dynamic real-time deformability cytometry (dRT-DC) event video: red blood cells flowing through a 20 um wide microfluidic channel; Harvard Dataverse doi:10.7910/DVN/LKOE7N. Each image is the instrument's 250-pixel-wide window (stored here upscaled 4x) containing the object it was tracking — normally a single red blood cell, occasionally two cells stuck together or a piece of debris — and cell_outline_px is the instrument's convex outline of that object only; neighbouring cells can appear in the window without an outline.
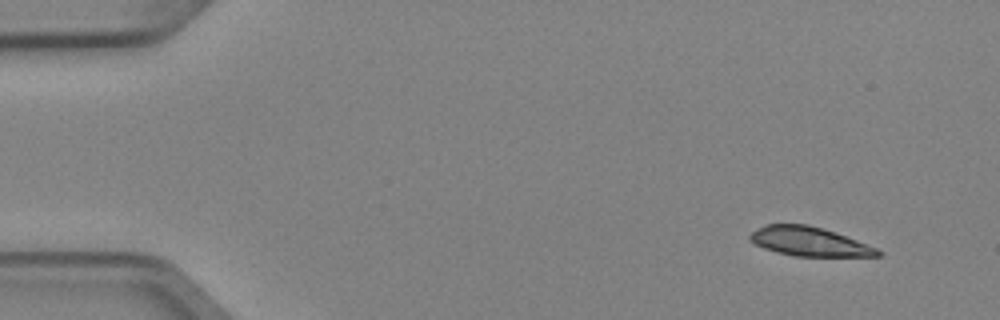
{"species": "Egyptian fruit bat (a non-hibernating species)", "species_latin": "Rousettus aegyptiacus", "temperature_condition": "cold", "stored_images_in_passage": 4, "camera_frame_rate_fps": 3000, "um_per_image_px": 0.085, "animal": {"sex": "female"}, "frame": {"image": 1, "passage_image": 1, "time_ms": 0.0, "image_size_px": [1000, 320], "cell_outline_px": [[884, 252], [880, 256], [792, 256], [776, 252], [764, 248], [748, 240], [748, 236], [756, 228], [764, 224], [808, 224], [856, 240], [876, 248]], "centroid_in_image_um": [68.73, 20.53], "position_along_channel_um": 16.3, "area_um2": 21.5}}
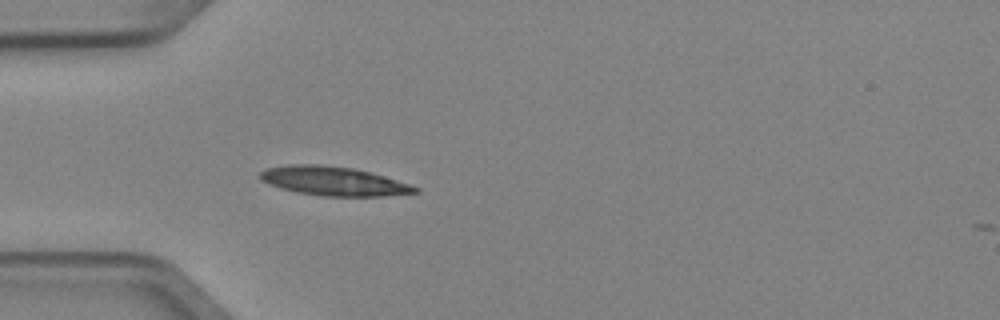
{"frame": {"image": 2, "passage_image": 4, "time_ms": 1.0, "image_size_px": [1000, 320], "cell_outline_px": [[420, 192], [384, 196], [324, 196], [300, 192], [268, 184], [260, 180], [260, 172], [268, 168], [288, 164], [320, 164], [352, 168], [384, 176], [420, 188]], "centroid_in_image_um": [28.35, 15.39], "position_along_channel_um": 56.6, "area_um2": 25.84}}